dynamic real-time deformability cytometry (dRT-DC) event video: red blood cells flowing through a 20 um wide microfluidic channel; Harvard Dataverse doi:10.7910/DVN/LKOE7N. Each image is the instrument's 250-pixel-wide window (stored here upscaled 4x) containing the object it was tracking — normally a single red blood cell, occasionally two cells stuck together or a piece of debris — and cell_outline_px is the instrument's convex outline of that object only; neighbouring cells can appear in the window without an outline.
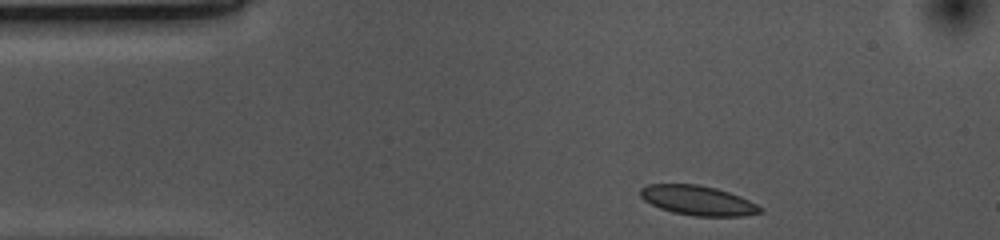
{"species": "common noctule bat (a hibernating species)", "species_latin": "Nyctalus noctula", "temperature_condition": "cold", "stored_images_in_passage": 35, "camera_frame_rate_fps": 3000, "um_per_image_px": 0.085, "animal": {"sex": "female", "body_mass_g": 10.0, "forearm_length_mm": 53.1}, "frame": {"image": 1, "passage_image": 1, "time_ms": 0.0, "image_size_px": [1000, 240], "cell_outline_px": [[764, 212], [744, 216], [692, 216], [672, 212], [660, 208], [644, 200], [640, 196], [640, 188], [648, 184], [696, 184], [716, 188], [740, 196], [764, 208]], "centroid_in_image_um": [59.33, 17.04], "position_along_channel_um": 25.7, "area_um2": 20.75}}
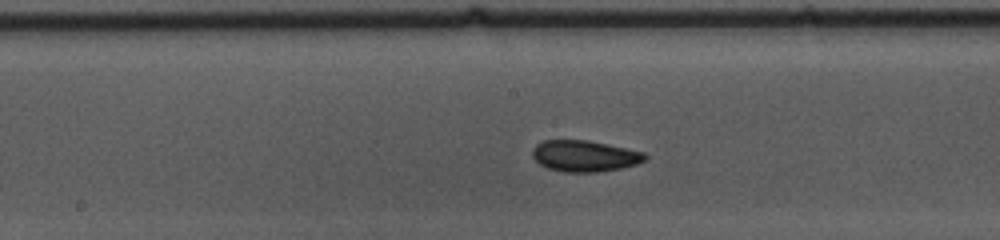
{"frame": {"image": 2, "passage_image": 19, "time_ms": 6.0, "image_size_px": [1000, 240], "cell_outline_px": [[648, 156], [644, 160], [636, 164], [620, 168], [596, 172], [564, 172], [548, 168], [540, 164], [532, 156], [532, 148], [536, 144], [544, 140], [588, 140], [608, 144], [644, 152]], "centroid_in_image_um": [49.67, 13.25], "position_along_channel_um": 198.5, "area_um2": 20.46}}
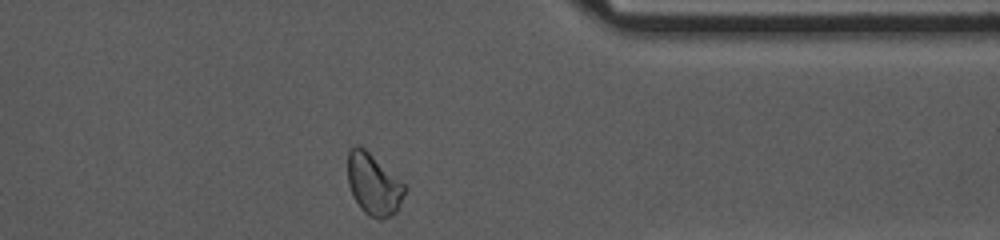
{"frame": {"image": 3, "passage_image": 35, "time_ms": 11.333, "image_size_px": [1000, 240], "cell_outline_px": [[408, 188], [396, 212], [392, 216], [384, 220], [380, 220], [368, 216], [360, 208], [352, 196], [348, 184], [348, 148], [352, 144], [360, 144], [404, 184]], "centroid_in_image_um": [31.73, 15.68], "position_along_channel_um": 379.7, "area_um2": 20.75}, "authors_computed_cell_mechanics": {"area_um2": 20.1144, "velocity_mm_per_s": 3.6672, "shape_relaxation_time_tau1_ms": 9.582, "shape_relaxation_time_tau2_ms": 2.8824, "deformation_change_tau1": 0.1348, "deformation_change_tau2": 0.0538}}